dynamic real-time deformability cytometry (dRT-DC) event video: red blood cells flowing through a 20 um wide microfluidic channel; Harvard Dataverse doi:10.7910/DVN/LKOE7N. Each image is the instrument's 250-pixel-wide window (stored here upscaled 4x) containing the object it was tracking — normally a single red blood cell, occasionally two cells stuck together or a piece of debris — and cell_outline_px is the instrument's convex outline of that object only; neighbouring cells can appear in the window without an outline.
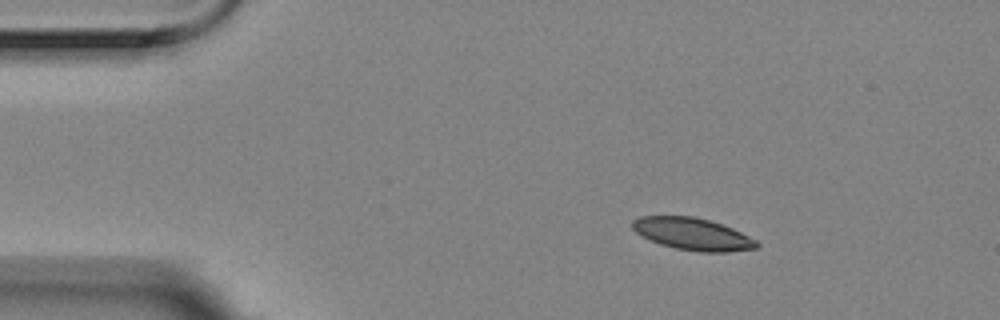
{"species": "Egyptian fruit bat (a non-hibernating species)", "species_latin": "Rousettus aegyptiacus", "temperature_condition": "room temperature", "stored_images_in_passage": 2, "camera_frame_rate_fps": 3000, "um_per_image_px": 0.085, "animal": {"sex": "female"}, "frame": {"image": 1, "passage_image": 2, "time_ms": 0.333, "image_size_px": [1000, 320], "cell_outline_px": [[760, 244], [756, 248], [728, 252], [700, 252], [676, 248], [660, 244], [636, 232], [632, 228], [632, 220], [640, 216], [692, 216], [708, 220], [732, 228], [756, 240]], "centroid_in_image_um": [58.87, 19.89], "position_along_channel_um": 26.1, "area_um2": 23.0}}